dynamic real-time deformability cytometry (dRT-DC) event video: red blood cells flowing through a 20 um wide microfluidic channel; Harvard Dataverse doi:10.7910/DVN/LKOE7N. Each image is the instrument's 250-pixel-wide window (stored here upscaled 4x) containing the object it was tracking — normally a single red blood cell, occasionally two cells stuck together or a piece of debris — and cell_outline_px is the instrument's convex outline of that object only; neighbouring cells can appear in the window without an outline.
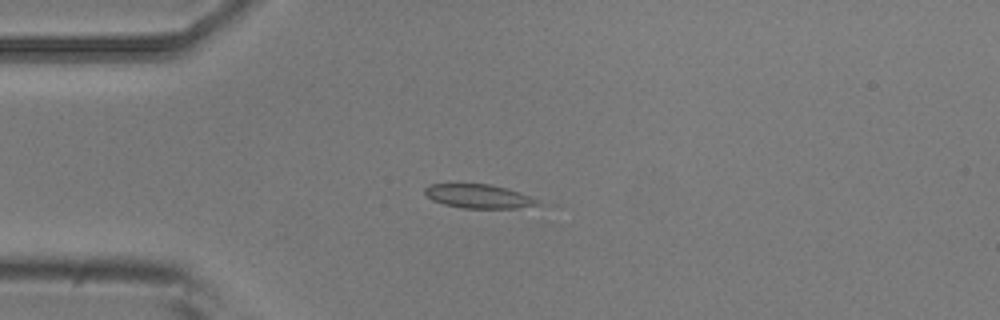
{"species": "common noctule bat (a hibernating species)", "species_latin": "Nyctalus noctula", "temperature_condition": "room temperature", "stored_images_in_passage": 4, "camera_frame_rate_fps": 3000, "um_per_image_px": 0.085, "animal": {"sex": "male", "body_mass_g": 20.5, "forearm_length_mm": 52.5}, "frame": {"image": 1, "passage_image": 4, "time_ms": 1.0, "image_size_px": [1000, 320], "cell_outline_px": [[540, 204], [516, 208], [464, 208], [444, 204], [432, 200], [424, 192], [424, 188], [428, 184], [488, 184], [504, 188], [528, 196], [536, 200]], "centroid_in_image_um": [40.59, 16.68], "position_along_channel_um": 44.4, "area_um2": 15.26}}